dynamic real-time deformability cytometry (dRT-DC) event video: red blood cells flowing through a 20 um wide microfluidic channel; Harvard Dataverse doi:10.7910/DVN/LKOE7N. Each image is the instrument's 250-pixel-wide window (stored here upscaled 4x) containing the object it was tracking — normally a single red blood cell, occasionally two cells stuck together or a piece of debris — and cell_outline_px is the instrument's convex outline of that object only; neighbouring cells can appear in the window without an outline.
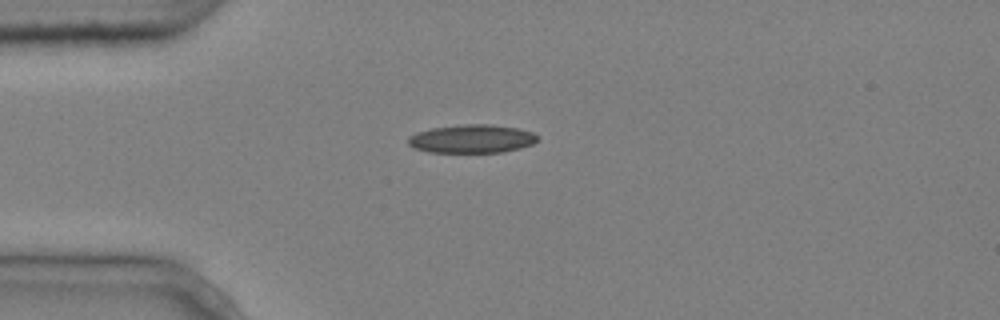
{"species": "common noctule bat (a hibernating species)", "species_latin": "Nyctalus noctula", "temperature_condition": "cold", "stored_images_in_passage": 4, "camera_frame_rate_fps": 3000, "um_per_image_px": 0.085, "animal": {"sex": "male", "body_mass_g": 20.4}, "frame": {"image": 1, "passage_image": 2, "time_ms": 0.333, "image_size_px": [1000, 320], "cell_outline_px": [[540, 136], [532, 144], [520, 148], [504, 152], [428, 152], [416, 148], [408, 144], [408, 136], [416, 132], [432, 128], [464, 124], [492, 124], [516, 128], [532, 132]], "centroid_in_image_um": [40.11, 11.79], "position_along_channel_um": 44.9, "area_um2": 21.39}}
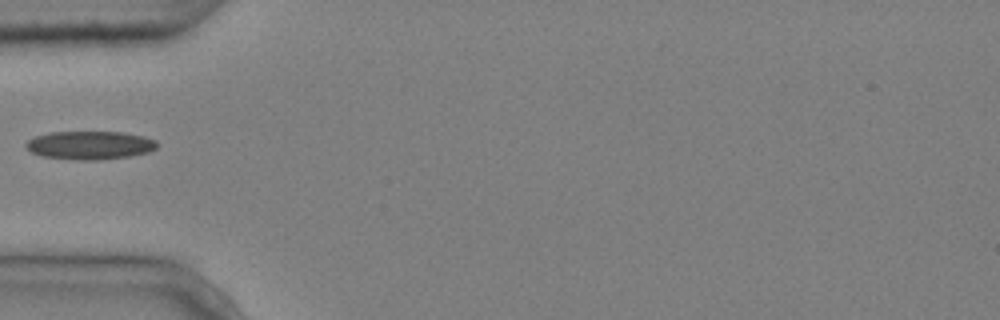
{"frame": {"image": 2, "passage_image": 3, "time_ms": 0.667, "image_size_px": [1000, 320], "cell_outline_px": [[160, 144], [156, 148], [148, 152], [128, 156], [96, 160], [76, 160], [40, 156], [32, 152], [24, 144], [28, 140], [36, 136], [52, 132], [124, 132], [144, 136], [156, 140]], "centroid_in_image_um": [7.66, 12.34], "position_along_channel_um": 77.3, "area_um2": 21.68}}